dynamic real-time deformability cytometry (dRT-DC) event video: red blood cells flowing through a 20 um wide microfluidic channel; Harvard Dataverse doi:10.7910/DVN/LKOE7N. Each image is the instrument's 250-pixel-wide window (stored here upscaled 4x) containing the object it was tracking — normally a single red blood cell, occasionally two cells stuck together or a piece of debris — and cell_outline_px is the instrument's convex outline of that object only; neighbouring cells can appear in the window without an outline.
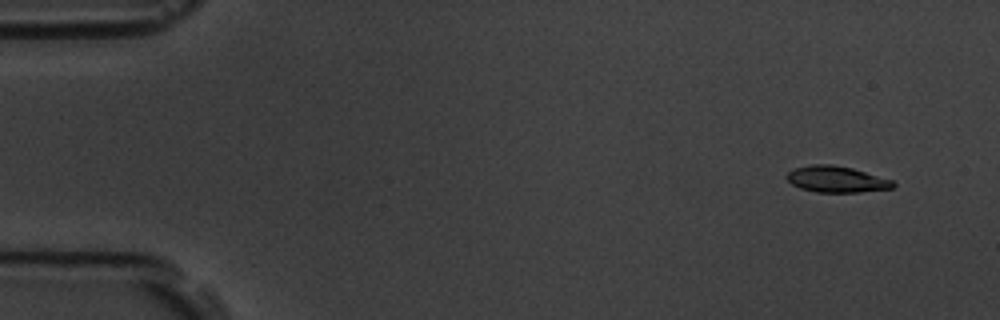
{"species": "common noctule bat (a hibernating species)", "species_latin": "Nyctalus noctula", "temperature_condition": "room temperature", "stored_images_in_passage": 5, "camera_frame_rate_fps": 3000, "um_per_image_px": 0.085, "animal": {"sex": "male", "body_mass_g": 19.5, "forearm_length_mm": 54.6}, "frame": {"image": 1, "passage_image": 2, "time_ms": 1.0, "image_size_px": [1000, 320], "cell_outline_px": [[896, 184], [892, 188], [860, 192], [816, 192], [800, 188], [792, 184], [784, 176], [792, 168], [812, 164], [832, 164], [852, 168], [892, 180]], "centroid_in_image_um": [71.06, 15.23], "position_along_channel_um": 13.9, "area_um2": 16.3}}
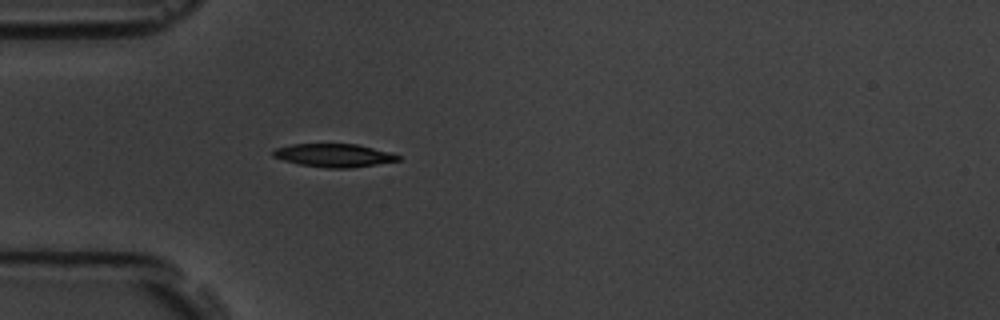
{"frame": {"image": 2, "passage_image": 5, "time_ms": 5.333, "image_size_px": [1000, 320], "cell_outline_px": [[400, 160], [376, 164], [348, 168], [328, 168], [300, 164], [284, 160], [272, 156], [272, 152], [276, 148], [292, 144], [356, 144], [388, 152], [400, 156]], "centroid_in_image_um": [28.35, 13.2], "position_along_channel_um": 56.6, "area_um2": 16.59}}